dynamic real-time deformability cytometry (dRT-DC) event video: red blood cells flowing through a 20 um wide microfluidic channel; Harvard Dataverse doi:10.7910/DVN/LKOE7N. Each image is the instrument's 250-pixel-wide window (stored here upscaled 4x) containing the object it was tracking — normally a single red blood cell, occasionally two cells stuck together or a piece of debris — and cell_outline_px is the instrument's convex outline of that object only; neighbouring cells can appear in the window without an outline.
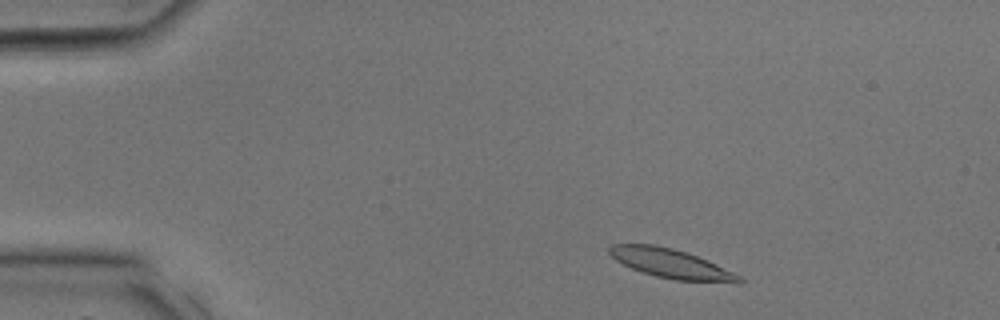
{"species": "common noctule bat (a hibernating species)", "species_latin": "Nyctalus noctula", "temperature_condition": "room temperature", "stored_images_in_passage": 30, "camera_frame_rate_fps": 3000, "um_per_image_px": 0.085, "animal": {"sex": "male", "body_mass_g": 17.9, "forearm_length_mm": 54.2}, "frame": {"image": 1, "passage_image": 3, "time_ms": 0.667, "image_size_px": [1000, 320], "cell_outline_px": [[744, 280], [740, 284], [736, 284], [676, 280], [656, 276], [632, 268], [616, 260], [608, 252], [608, 248], [612, 244], [652, 244], [672, 248], [688, 252], [708, 260], [740, 276]], "centroid_in_image_um": [57.1, 22.42], "position_along_channel_um": 27.9, "area_um2": 22.2}}
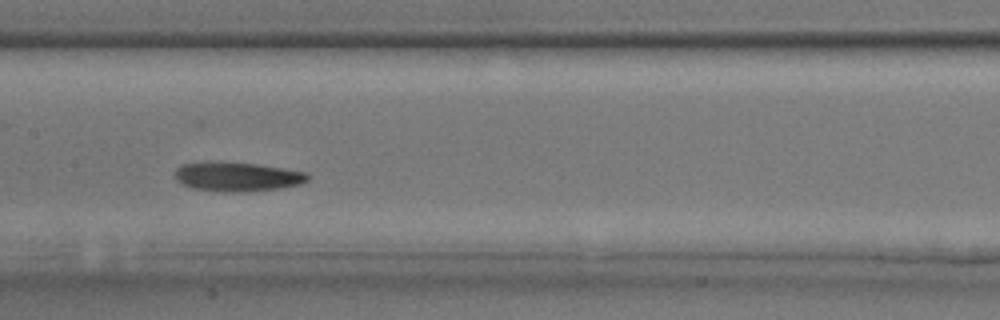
{"frame": {"image": 2, "passage_image": 14, "time_ms": 4.333, "image_size_px": [1000, 320], "cell_outline_px": [[308, 180], [300, 184], [280, 188], [240, 192], [224, 192], [192, 188], [180, 184], [176, 180], [176, 168], [180, 164], [208, 160], [212, 160], [256, 164], [308, 172]], "centroid_in_image_um": [20.1, 15.0], "position_along_channel_um": 187.3, "area_um2": 23.0}}
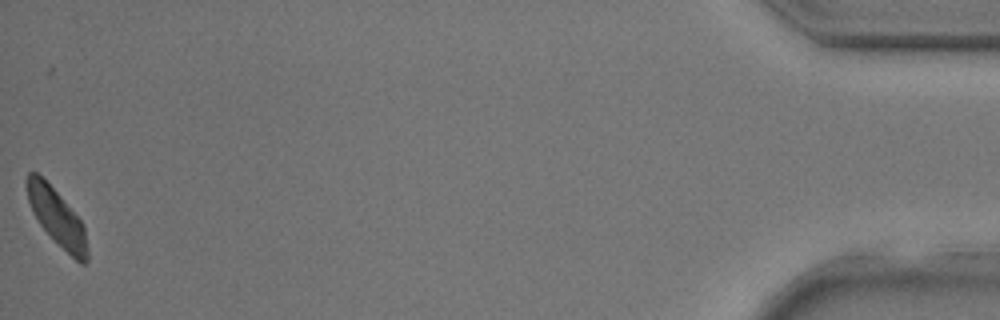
{"frame": {"image": 3, "passage_image": 30, "time_ms": 9.667, "image_size_px": [1000, 320], "cell_outline_px": [[88, 260], [84, 264], [80, 264], [40, 224], [28, 200], [24, 184], [24, 180], [28, 172], [36, 172], [60, 196], [80, 220], [84, 228], [88, 248]], "centroid_in_image_um": [4.82, 18.44], "position_along_channel_um": 430.4, "area_um2": 19.31}}